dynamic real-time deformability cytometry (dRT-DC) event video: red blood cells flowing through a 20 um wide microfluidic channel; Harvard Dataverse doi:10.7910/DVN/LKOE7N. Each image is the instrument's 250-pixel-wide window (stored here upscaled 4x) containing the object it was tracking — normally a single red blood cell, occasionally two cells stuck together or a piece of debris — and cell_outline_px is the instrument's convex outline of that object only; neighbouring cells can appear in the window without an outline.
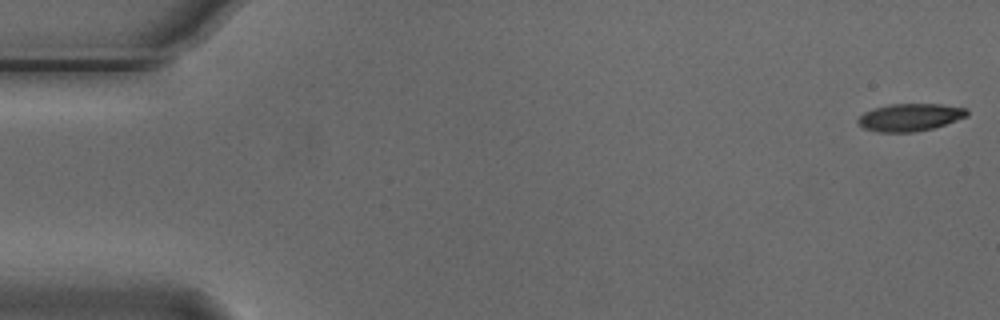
{"species": "Egyptian fruit bat (a non-hibernating species)", "species_latin": "Rousettus aegyptiacus", "temperature_condition": "cold", "stored_images_in_passage": 54, "camera_frame_rate_fps": 3000, "um_per_image_px": 0.085, "animal": {"sex": "male"}, "frame": {"image": 1, "passage_image": 1, "time_ms": 0.0, "image_size_px": [1000, 320], "cell_outline_px": [[968, 116], [932, 128], [916, 132], [880, 132], [864, 128], [856, 124], [856, 120], [864, 112], [876, 108], [892, 104], [940, 104], [964, 108], [968, 112]], "centroid_in_image_um": [77.31, 9.97], "position_along_channel_um": 7.7, "area_um2": 17.28}}
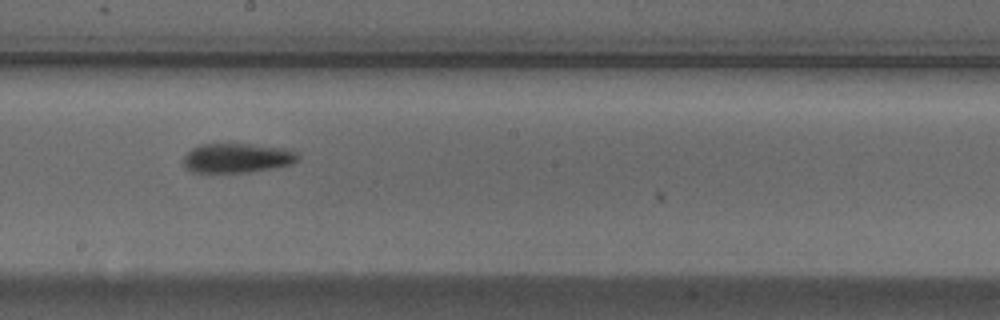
{"frame": {"image": 2, "passage_image": 30, "time_ms": 9.667, "image_size_px": [1000, 320], "cell_outline_px": [[300, 160], [288, 164], [272, 168], [248, 172], [192, 172], [184, 164], [184, 156], [192, 148], [200, 144], [248, 144], [292, 148], [300, 156]], "centroid_in_image_um": [20.21, 13.41], "position_along_channel_um": 228.0, "area_um2": 19.65}}
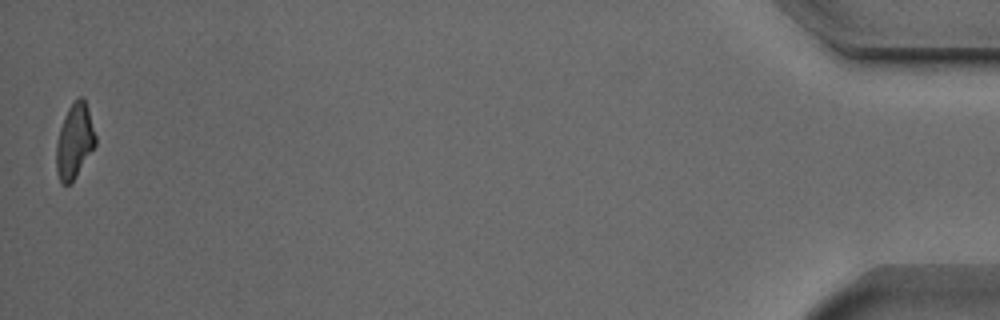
{"frame": {"image": 3, "passage_image": 54, "time_ms": 17.667, "image_size_px": [1000, 320], "cell_outline_px": [[96, 144], [72, 184], [60, 184], [56, 172], [56, 140], [64, 116], [68, 108], [80, 96], [84, 100], [88, 108], [96, 136]], "centroid_in_image_um": [6.32, 12.05], "position_along_channel_um": 428.9, "area_um2": 17.17}, "authors_computed_cell_mechanics": {"area_um2": 18.7561, "velocity_mm_per_s": 3.7508, "shape_relaxation_time_tau1_ms": 3.2132, "shape_relaxation_time_tau2_ms": null, "deformation_change_tau1": 0.1489, "deformation_change_tau2": null}}